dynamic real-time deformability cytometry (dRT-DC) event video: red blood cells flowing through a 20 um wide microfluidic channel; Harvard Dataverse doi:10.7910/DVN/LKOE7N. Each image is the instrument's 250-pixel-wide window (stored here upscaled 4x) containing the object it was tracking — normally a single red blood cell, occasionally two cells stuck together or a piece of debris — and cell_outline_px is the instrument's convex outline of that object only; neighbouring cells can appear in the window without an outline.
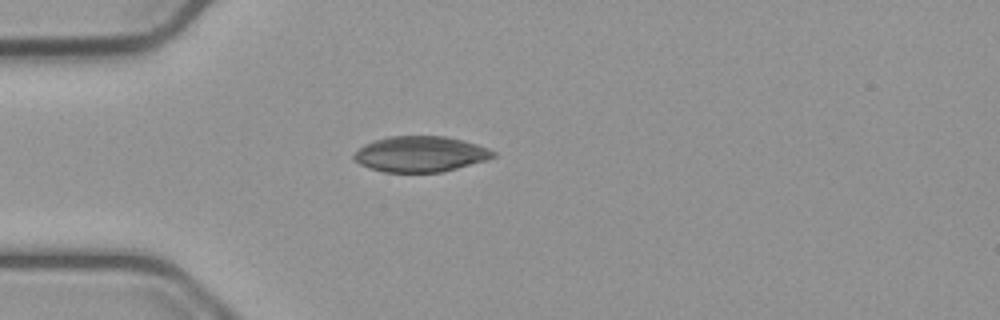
{"species": "common noctule bat (a hibernating species)", "species_latin": "Nyctalus noctula", "temperature_condition": "cold", "stored_images_in_passage": 40, "camera_frame_rate_fps": 3000, "um_per_image_px": 0.085, "animal": {"sex": "male", "body_mass_g": 23.1, "forearm_length_mm": 52.7}, "frame": {"image": 1, "passage_image": 1, "time_ms": 0.0, "image_size_px": [1000, 320], "cell_outline_px": [[496, 156], [488, 160], [440, 172], [384, 172], [360, 164], [352, 160], [352, 156], [364, 144], [372, 140], [388, 136], [444, 136], [464, 140], [488, 148], [496, 152]], "centroid_in_image_um": [35.73, 13.09], "position_along_channel_um": 49.3, "area_um2": 29.02}}
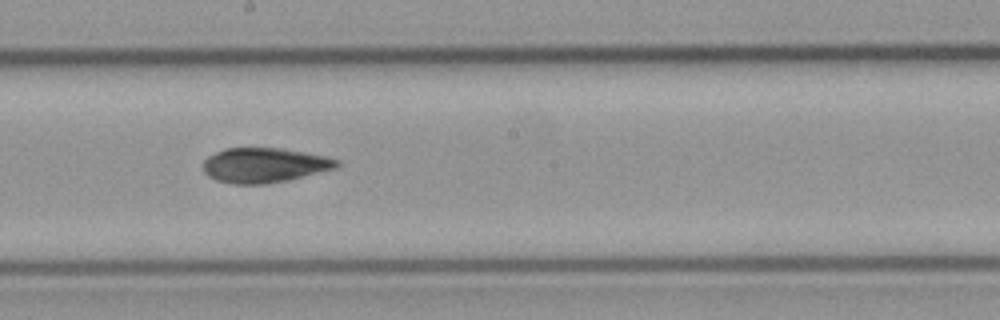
{"frame": {"image": 2, "passage_image": 16, "time_ms": 5.0, "image_size_px": [1000, 320], "cell_outline_px": [[340, 164], [336, 168], [288, 180], [264, 184], [232, 184], [216, 180], [208, 176], [204, 172], [204, 160], [208, 156], [216, 152], [228, 148], [280, 148], [304, 152], [324, 156], [340, 160]], "centroid_in_image_um": [22.47, 14.04], "position_along_channel_um": 225.7, "area_um2": 26.99}}
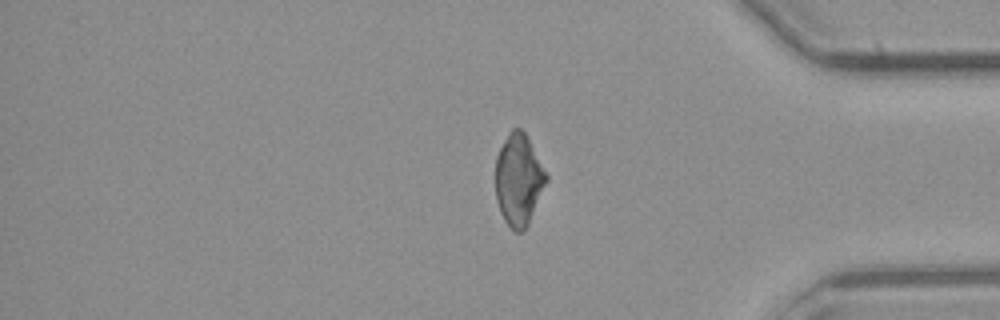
{"frame": {"image": 3, "passage_image": 31, "time_ms": 10.0, "image_size_px": [1000, 320], "cell_outline_px": [[548, 180], [528, 224], [524, 232], [516, 232], [504, 220], [500, 212], [496, 200], [496, 156], [508, 132], [512, 128], [520, 128], [528, 136], [548, 176]], "centroid_in_image_um": [44.09, 15.26], "position_along_channel_um": 391.1, "area_um2": 27.17}, "authors_computed_cell_mechanics": {"area_um2": 27.6862, "velocity_mm_per_s": 3.7736, "shape_relaxation_time_tau1_ms": null, "shape_relaxation_time_tau2_ms": 3.0537, "deformation_change_tau1": null, "deformation_change_tau2": 0.0822}}